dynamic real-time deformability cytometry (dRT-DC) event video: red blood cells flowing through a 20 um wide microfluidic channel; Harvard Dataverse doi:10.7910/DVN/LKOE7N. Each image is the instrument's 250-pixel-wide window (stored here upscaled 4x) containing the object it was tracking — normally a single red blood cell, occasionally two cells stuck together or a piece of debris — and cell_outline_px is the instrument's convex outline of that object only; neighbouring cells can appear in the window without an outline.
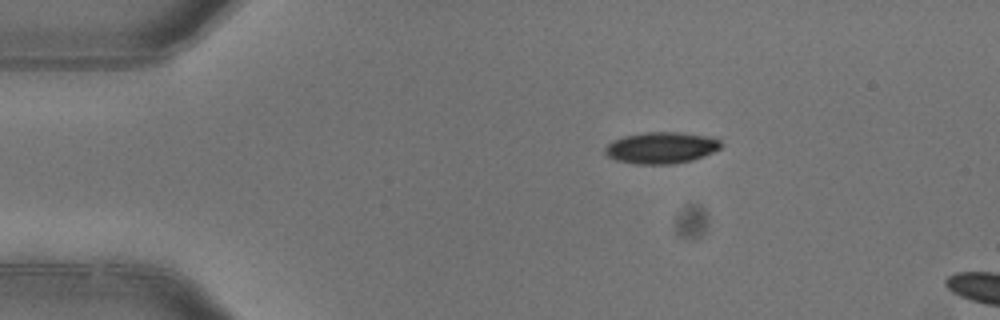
{"species": "common noctule bat (a hibernating species)", "species_latin": "Nyctalus noctula", "temperature_condition": "warm", "stored_images_in_passage": 2, "camera_frame_rate_fps": 3000, "um_per_image_px": 0.085, "animal": {"sex": "female"}, "frame": {"image": 1, "passage_image": 1, "time_ms": 0.0, "image_size_px": [1000, 320], "cell_outline_px": [[720, 148], [712, 152], [692, 160], [676, 164], [636, 164], [616, 160], [608, 156], [604, 152], [604, 148], [612, 140], [624, 136], [644, 132], [680, 132], [708, 136], [720, 140]], "centroid_in_image_um": [56.17, 12.56], "position_along_channel_um": 28.8, "area_um2": 21.27}}